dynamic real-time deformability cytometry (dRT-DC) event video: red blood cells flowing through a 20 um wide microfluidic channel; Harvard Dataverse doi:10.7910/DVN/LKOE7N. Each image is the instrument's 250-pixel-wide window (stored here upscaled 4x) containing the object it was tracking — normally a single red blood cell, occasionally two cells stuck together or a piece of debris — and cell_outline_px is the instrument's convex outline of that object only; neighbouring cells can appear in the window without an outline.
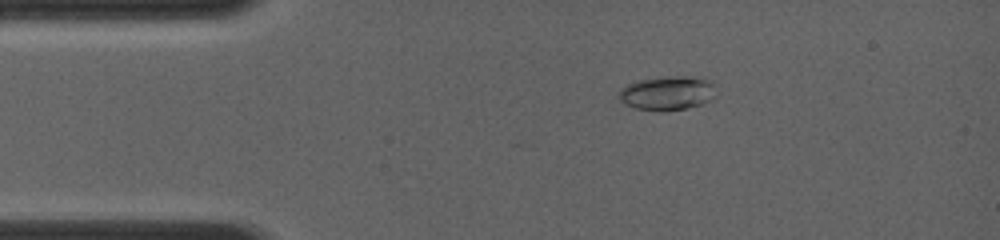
{"species": "common noctule bat (a hibernating species)", "species_latin": "Nyctalus noctula", "temperature_condition": "room temperature", "stored_images_in_passage": 33, "camera_frame_rate_fps": 4000, "um_per_image_px": 0.085, "animal": {"sex": "female", "body_mass_g": 19.0, "forearm_length_mm": 56.7}, "frame": {"image": 1, "passage_image": 12, "time_ms": 2.25, "image_size_px": [1000, 240], "cell_outline_px": [[716, 96], [700, 104], [688, 108], [664, 112], [660, 112], [636, 108], [624, 104], [616, 96], [620, 88], [636, 80], [668, 76], [696, 76], [712, 80]], "centroid_in_image_um": [56.7, 7.91], "position_along_channel_um": 28.3, "area_um2": 19.77}}
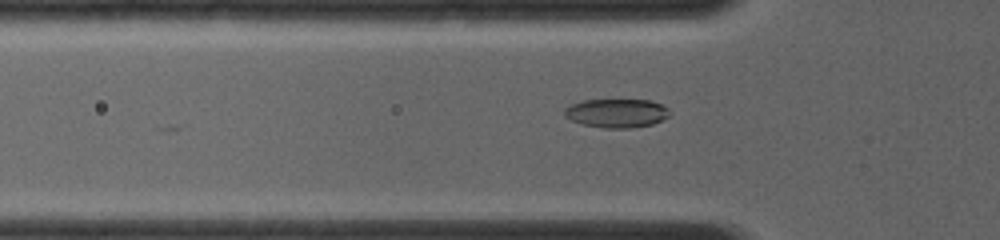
{"frame": {"image": 2, "passage_image": 24, "time_ms": 4.25, "image_size_px": [1000, 240], "cell_outline_px": [[668, 116], [652, 124], [628, 128], [604, 128], [584, 124], [572, 120], [564, 116], [564, 108], [572, 104], [584, 100], [648, 100], [664, 104], [668, 108]], "centroid_in_image_um": [52.4, 9.61], "position_along_channel_um": 73.4, "area_um2": 17.46}}
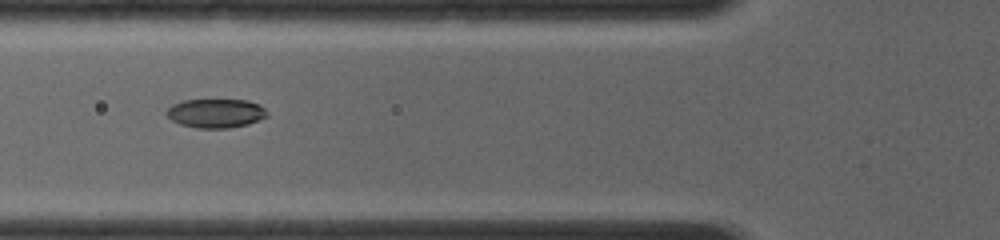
{"frame": {"image": 3, "passage_image": 29, "time_ms": 5.0, "image_size_px": [1000, 240], "cell_outline_px": [[268, 116], [248, 124], [228, 128], [196, 128], [180, 124], [172, 120], [164, 112], [172, 104], [184, 100], [248, 100], [260, 104], [268, 112]], "centroid_in_image_um": [18.34, 9.62], "position_along_channel_um": 107.5, "area_um2": 17.05}}